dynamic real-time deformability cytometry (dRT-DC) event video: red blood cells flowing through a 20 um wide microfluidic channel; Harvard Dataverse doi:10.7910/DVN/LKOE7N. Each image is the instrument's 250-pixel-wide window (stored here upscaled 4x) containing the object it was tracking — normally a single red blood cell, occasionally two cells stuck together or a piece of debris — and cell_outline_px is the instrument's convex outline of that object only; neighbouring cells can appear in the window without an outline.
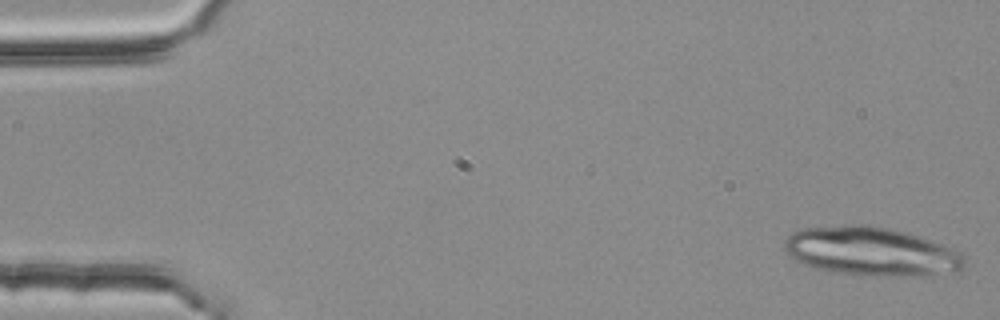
{"species": "common noctule bat (a hibernating species)", "species_latin": "Nyctalus noctula", "temperature_condition": "room temperature", "stored_images_in_passage": 5, "camera_frame_rate_fps": 3000, "um_per_image_px": 0.085, "animal": {"sex": "female", "body_mass_g": 25.1}, "frame": {"image": 1, "passage_image": 1, "time_ms": 0.0, "image_size_px": [1000, 320], "cell_outline_px": [[968, 256], [964, 264], [960, 268], [924, 276], [868, 276], [832, 272], [816, 268], [804, 264], [788, 256], [784, 248], [784, 240], [792, 232], [804, 228], [848, 224], [872, 224], [908, 232], [952, 248]], "centroid_in_image_um": [74.02, 21.36], "position_along_channel_um": 11.0, "area_um2": 51.5}}